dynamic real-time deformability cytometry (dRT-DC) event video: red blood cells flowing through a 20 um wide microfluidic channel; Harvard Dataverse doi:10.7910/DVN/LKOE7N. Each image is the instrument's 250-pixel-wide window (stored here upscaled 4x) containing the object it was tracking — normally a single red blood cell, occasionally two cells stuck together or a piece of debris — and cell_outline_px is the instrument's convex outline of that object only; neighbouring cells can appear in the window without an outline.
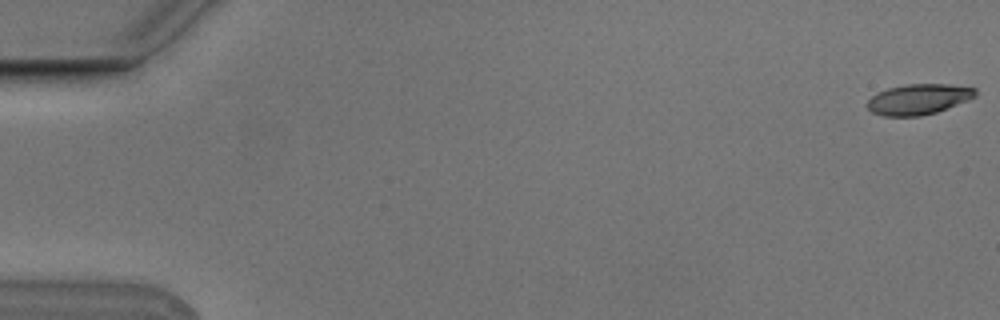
{"species": "Egyptian fruit bat (a non-hibernating species)", "species_latin": "Rousettus aegyptiacus", "temperature_condition": "cold", "stored_images_in_passage": 8, "camera_frame_rate_fps": 3000, "um_per_image_px": 0.085, "animal": {"sex": "male"}, "frame": {"image": 1, "passage_image": 1, "time_ms": 0.0, "image_size_px": [1000, 320], "cell_outline_px": [[976, 96], [968, 100], [936, 112], [920, 116], [884, 116], [872, 112], [868, 108], [868, 100], [876, 92], [888, 88], [904, 84], [948, 84], [976, 88]], "centroid_in_image_um": [78.06, 8.43], "position_along_channel_um": 6.9, "area_um2": 19.19}}
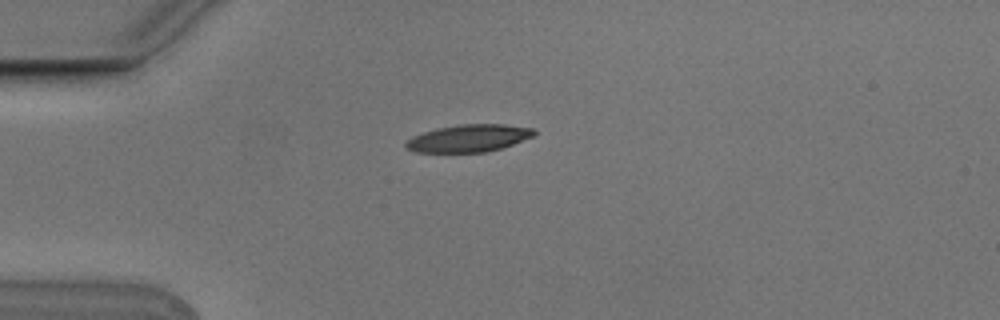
{"frame": {"image": 2, "passage_image": 5, "time_ms": 1.333, "image_size_px": [1000, 320], "cell_outline_px": [[536, 136], [500, 148], [484, 152], [416, 152], [404, 148], [404, 144], [412, 136], [436, 128], [460, 124], [504, 124], [532, 128], [536, 132]], "centroid_in_image_um": [39.83, 11.74], "position_along_channel_um": 45.2, "area_um2": 20.46}}
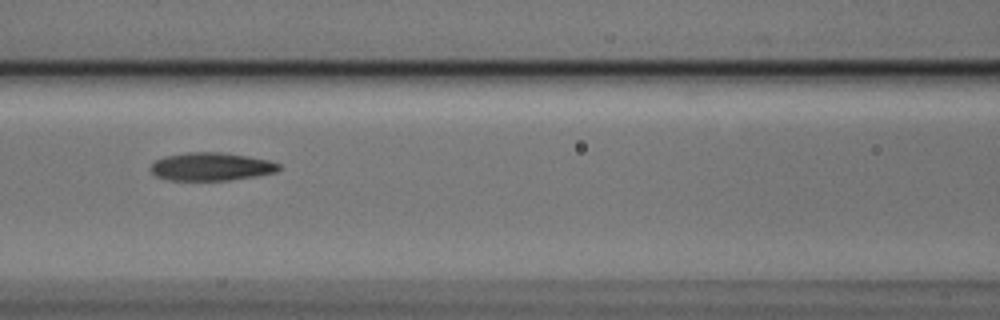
{"frame": {"image": 3, "passage_image": 8, "time_ms": 2.333, "image_size_px": [1000, 320], "cell_outline_px": [[280, 168], [276, 172], [256, 176], [228, 180], [168, 180], [156, 176], [148, 168], [156, 160], [164, 156], [188, 152], [220, 152], [248, 156], [268, 160], [280, 164]], "centroid_in_image_um": [17.93, 14.16], "position_along_channel_um": 148.7, "area_um2": 20.98}}